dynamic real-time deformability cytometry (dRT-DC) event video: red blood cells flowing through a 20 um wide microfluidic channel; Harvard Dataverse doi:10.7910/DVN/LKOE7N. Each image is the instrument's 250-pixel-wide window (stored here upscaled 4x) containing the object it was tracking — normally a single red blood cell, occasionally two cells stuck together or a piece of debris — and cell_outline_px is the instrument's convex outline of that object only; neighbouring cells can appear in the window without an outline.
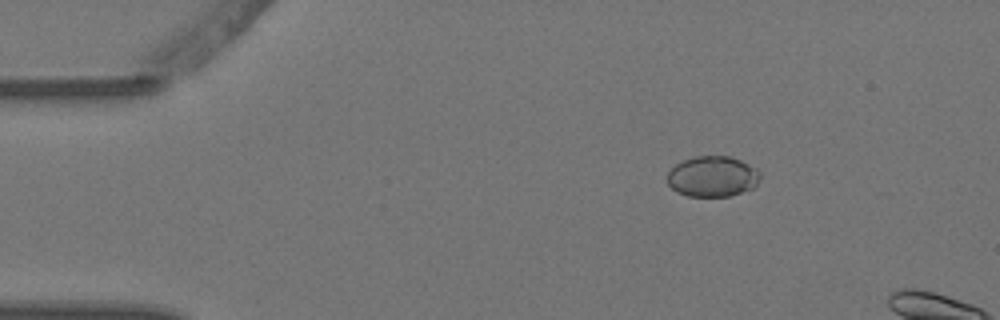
{"species": "Egyptian fruit bat (a non-hibernating species)", "species_latin": "Rousettus aegyptiacus", "temperature_condition": "warm", "stored_images_in_passage": 3, "camera_frame_rate_fps": 3000, "um_per_image_px": 0.085, "animal": {"sex": "female"}, "frame": {"image": 1, "passage_image": 1, "time_ms": 0.0, "image_size_px": [1000, 320], "cell_outline_px": [[760, 176], [756, 184], [752, 188], [728, 196], [688, 196], [676, 192], [668, 184], [668, 172], [676, 164], [692, 156], [728, 156], [740, 160], [756, 168], [760, 172]], "centroid_in_image_um": [60.55, 14.99], "position_along_channel_um": 24.5, "area_um2": 21.85}}